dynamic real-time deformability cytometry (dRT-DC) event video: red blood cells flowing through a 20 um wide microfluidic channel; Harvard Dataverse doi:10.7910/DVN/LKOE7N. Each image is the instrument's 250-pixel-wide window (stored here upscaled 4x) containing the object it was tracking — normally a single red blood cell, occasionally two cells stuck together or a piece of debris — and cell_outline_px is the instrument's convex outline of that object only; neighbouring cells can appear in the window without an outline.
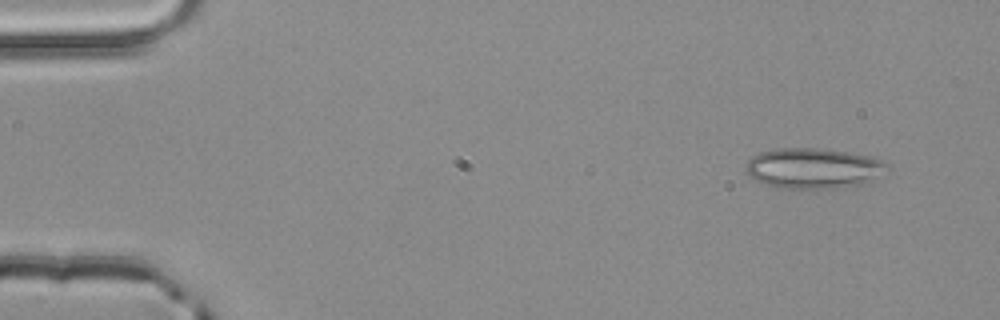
{"species": "common noctule bat (a hibernating species)", "species_latin": "Nyctalus noctula", "temperature_condition": "room temperature", "stored_images_in_passage": 4, "camera_frame_rate_fps": 3000, "um_per_image_px": 0.085, "animal": {"sex": "male", "body_mass_g": 20.4}, "frame": {"image": 1, "passage_image": 1, "time_ms": 0.0, "image_size_px": [1000, 320], "cell_outline_px": [[892, 168], [868, 184], [836, 188], [780, 188], [764, 184], [748, 176], [748, 160], [752, 156], [760, 152], [784, 148], [816, 148], [848, 152], [868, 156], [884, 160]], "centroid_in_image_um": [69.23, 14.31], "position_along_channel_um": 15.8, "area_um2": 33.52}}